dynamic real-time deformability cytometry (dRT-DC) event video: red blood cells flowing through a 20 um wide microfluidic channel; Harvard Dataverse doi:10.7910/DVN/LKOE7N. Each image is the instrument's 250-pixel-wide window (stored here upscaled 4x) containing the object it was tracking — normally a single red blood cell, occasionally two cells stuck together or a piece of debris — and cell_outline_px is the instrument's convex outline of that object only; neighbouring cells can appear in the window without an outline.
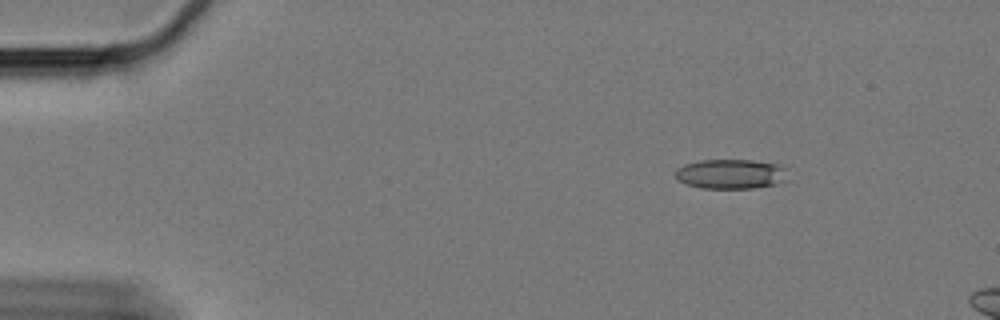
{"species": "Egyptian fruit bat (a non-hibernating species)", "species_latin": "Rousettus aegyptiacus", "temperature_condition": "cold", "stored_images_in_passage": 7, "camera_frame_rate_fps": 3000, "um_per_image_px": 0.085, "animal": {"sex": "female"}, "frame": {"image": 1, "passage_image": 1, "time_ms": 0.0, "image_size_px": [1000, 320], "cell_outline_px": [[784, 180], [776, 184], [752, 188], [700, 188], [676, 180], [676, 168], [684, 164], [700, 160], [752, 160], [776, 164], [784, 168]], "centroid_in_image_um": [62.04, 14.78], "position_along_channel_um": 23.0, "area_um2": 19.19}}